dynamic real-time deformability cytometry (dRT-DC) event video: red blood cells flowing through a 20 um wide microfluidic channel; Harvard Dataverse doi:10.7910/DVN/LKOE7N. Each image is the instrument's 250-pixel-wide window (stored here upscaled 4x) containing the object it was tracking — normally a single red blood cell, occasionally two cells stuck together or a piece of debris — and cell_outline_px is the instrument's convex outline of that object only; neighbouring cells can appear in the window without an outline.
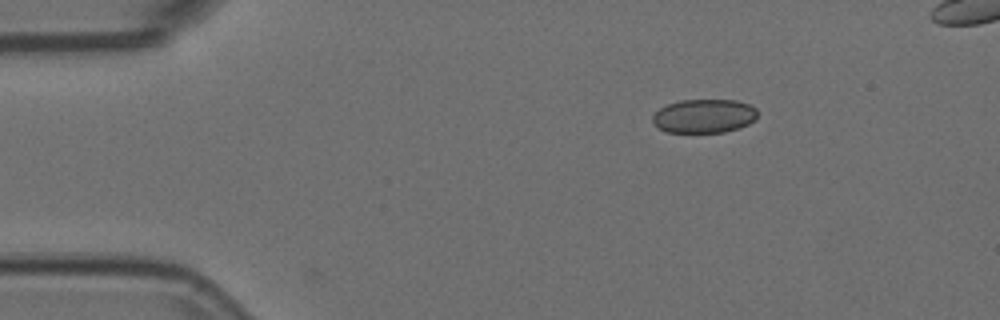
{"species": "Egyptian fruit bat (a non-hibernating species)", "species_latin": "Rousettus aegyptiacus", "temperature_condition": "room temperature", "stored_images_in_passage": 39, "camera_frame_rate_fps": 3000, "um_per_image_px": 0.085, "animal": {"sex": "female"}, "frame": {"image": 1, "passage_image": 1, "time_ms": 0.0, "image_size_px": [1000, 320], "cell_outline_px": [[756, 120], [740, 128], [724, 132], [668, 132], [660, 128], [652, 120], [652, 116], [660, 108], [668, 104], [680, 100], [736, 100], [748, 104], [756, 108]], "centroid_in_image_um": [59.87, 9.86], "position_along_channel_um": 25.1, "area_um2": 20.58}}
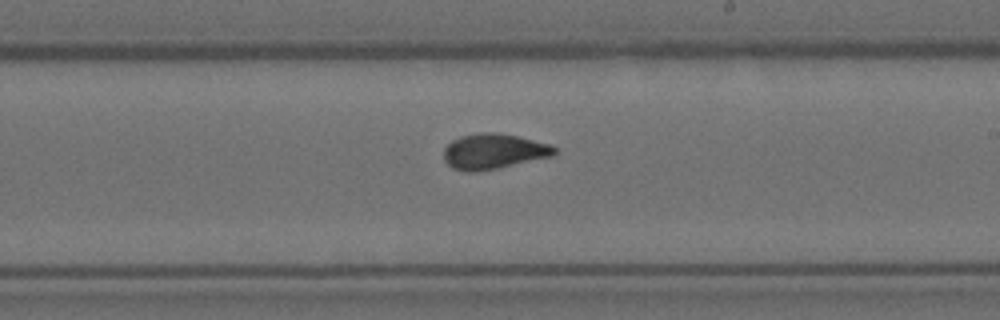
{"frame": {"image": 2, "passage_image": 24, "time_ms": 7.667, "image_size_px": [1000, 320], "cell_outline_px": [[556, 152], [552, 156], [500, 168], [476, 172], [464, 172], [452, 168], [444, 160], [444, 148], [452, 140], [460, 136], [480, 132], [492, 132], [516, 136], [552, 144], [556, 148]], "centroid_in_image_um": [41.94, 12.88], "position_along_channel_um": 247.1, "area_um2": 22.95}}
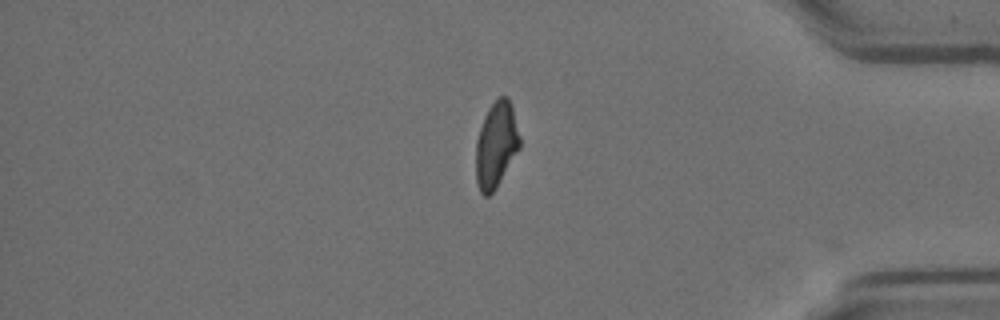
{"frame": {"image": 3, "passage_image": 38, "time_ms": 12.333, "image_size_px": [1000, 320], "cell_outline_px": [[520, 148], [496, 188], [488, 196], [484, 196], [480, 192], [476, 180], [476, 140], [484, 116], [488, 108], [500, 96], [508, 96], [512, 108], [520, 136]], "centroid_in_image_um": [42.17, 12.32], "position_along_channel_um": 393.0, "area_um2": 21.85}, "authors_computed_cell_mechanics": {"area_um2": 22.0218, "velocity_mm_per_s": 3.7289, "shape_relaxation_time_tau1_ms": 6.9471, "shape_relaxation_time_tau2_ms": 1.0144, "deformation_change_tau1": 0.1801, "deformation_change_tau2": 0.0645}}